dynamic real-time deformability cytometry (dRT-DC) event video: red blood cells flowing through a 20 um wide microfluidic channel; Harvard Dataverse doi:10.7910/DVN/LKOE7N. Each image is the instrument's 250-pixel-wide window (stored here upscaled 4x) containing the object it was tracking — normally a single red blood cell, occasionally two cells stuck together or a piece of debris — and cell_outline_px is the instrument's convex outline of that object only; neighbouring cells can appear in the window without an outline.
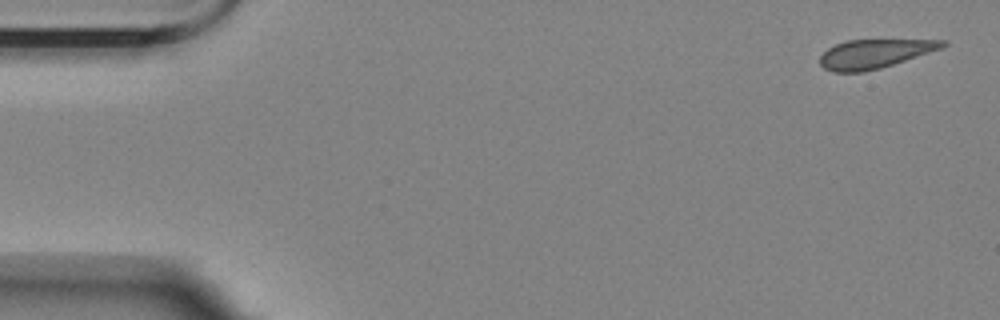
{"species": "Egyptian fruit bat (a non-hibernating species)", "species_latin": "Rousettus aegyptiacus", "temperature_condition": "room temperature", "stored_images_in_passage": 5, "camera_frame_rate_fps": 3000, "um_per_image_px": 0.085, "animal": {"sex": "female"}, "frame": {"image": 1, "passage_image": 1, "time_ms": 0.0, "image_size_px": [1000, 320], "cell_outline_px": [[948, 44], [944, 48], [880, 68], [864, 72], [832, 72], [824, 68], [820, 64], [820, 56], [828, 48], [836, 44], [848, 40], [948, 40]], "centroid_in_image_um": [74.36, 4.57], "position_along_channel_um": 10.6, "area_um2": 20.63}}
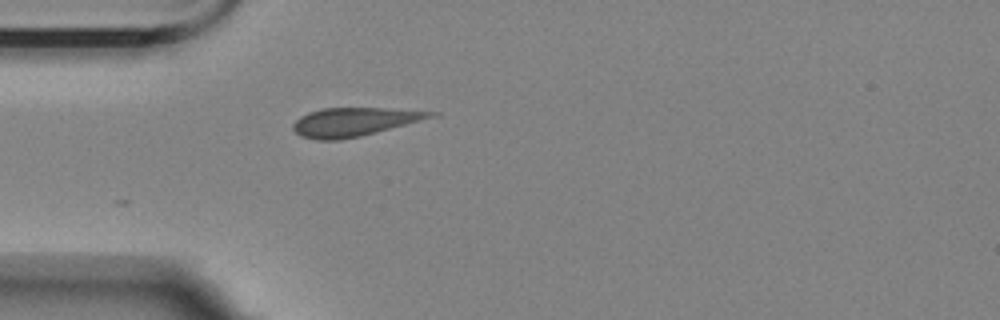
{"frame": {"image": 2, "passage_image": 5, "time_ms": 4.667, "image_size_px": [1000, 320], "cell_outline_px": [[440, 116], [360, 136], [340, 140], [316, 140], [300, 136], [292, 128], [292, 124], [300, 116], [308, 112], [320, 108], [384, 108], [440, 112]], "centroid_in_image_um": [30.13, 10.35], "position_along_channel_um": 54.9, "area_um2": 23.12}}